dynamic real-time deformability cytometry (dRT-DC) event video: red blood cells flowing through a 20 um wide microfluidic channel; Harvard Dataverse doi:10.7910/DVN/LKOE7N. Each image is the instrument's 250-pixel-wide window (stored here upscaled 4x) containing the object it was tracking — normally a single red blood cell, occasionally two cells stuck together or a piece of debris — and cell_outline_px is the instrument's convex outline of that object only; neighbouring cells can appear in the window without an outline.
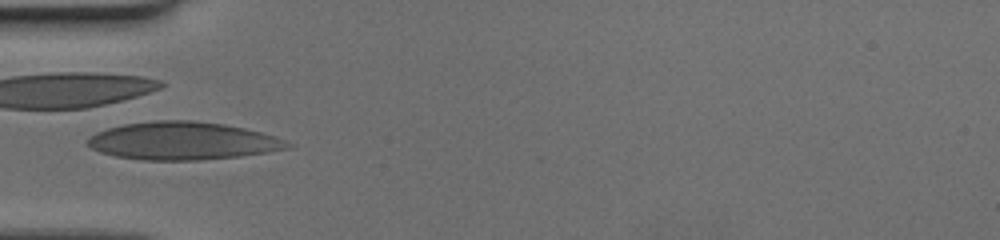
{"species": "human", "species_latin": "Homo sapiens", "temperature_condition": "cold", "stored_images_in_passage": 24, "camera_frame_rate_fps": 3000, "um_per_image_px": 0.085, "donor": {"sex": "female"}, "frame": {"image": 1, "passage_image": 1, "time_ms": 0.0, "image_size_px": [1000, 240], "cell_outline_px": [[292, 144], [288, 148], [268, 152], [240, 156], [200, 160], [140, 160], [116, 156], [100, 152], [92, 148], [88, 144], [88, 136], [96, 132], [108, 128], [124, 124], [156, 120], [192, 120], [224, 124], [264, 132], [276, 136]], "centroid_in_image_um": [15.53, 11.97], "position_along_channel_um": 69.5, "area_um2": 44.16}}